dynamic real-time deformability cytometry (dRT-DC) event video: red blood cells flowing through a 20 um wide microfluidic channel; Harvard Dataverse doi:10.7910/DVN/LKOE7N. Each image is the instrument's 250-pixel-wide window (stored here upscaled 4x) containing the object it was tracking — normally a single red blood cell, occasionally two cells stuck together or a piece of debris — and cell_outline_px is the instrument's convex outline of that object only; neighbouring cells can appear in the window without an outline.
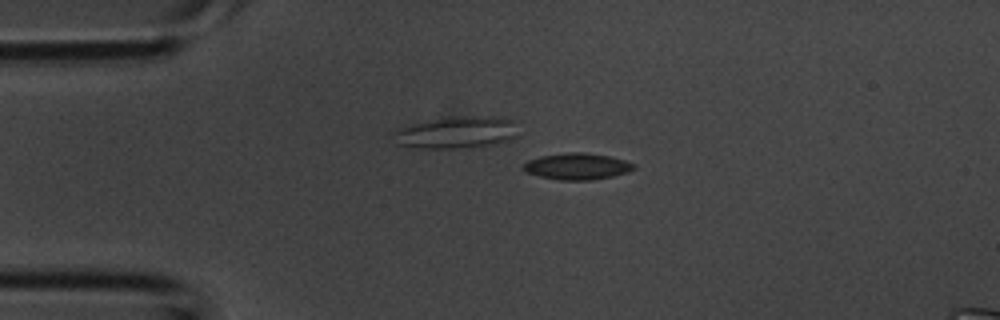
{"species": "common noctule bat (a hibernating species)", "species_latin": "Nyctalus noctula", "temperature_condition": "room temperature", "stored_images_in_passage": 4, "camera_frame_rate_fps": 3000, "um_per_image_px": 0.085, "animal": {"sex": "male", "body_mass_g": 20.1, "forearm_length_mm": 53.5}, "frame": {"image": 1, "passage_image": 3, "time_ms": 0.667, "image_size_px": [1000, 320], "cell_outline_px": [[636, 168], [628, 172], [612, 176], [592, 180], [560, 180], [540, 176], [524, 172], [524, 164], [528, 160], [540, 156], [568, 152], [584, 152], [608, 156], [624, 160], [636, 164]], "centroid_in_image_um": [49.07, 14.14], "position_along_channel_um": 35.9, "area_um2": 16.99}}